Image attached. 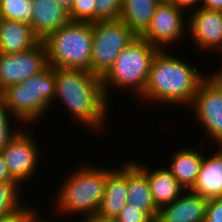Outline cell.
Wrapping results in <instances>:
<instances>
[{
  "label": "cell",
  "mask_w": 222,
  "mask_h": 222,
  "mask_svg": "<svg viewBox=\"0 0 222 222\" xmlns=\"http://www.w3.org/2000/svg\"><path fill=\"white\" fill-rule=\"evenodd\" d=\"M162 0H122L120 20L138 37L149 27L154 12Z\"/></svg>",
  "instance_id": "21"
},
{
  "label": "cell",
  "mask_w": 222,
  "mask_h": 222,
  "mask_svg": "<svg viewBox=\"0 0 222 222\" xmlns=\"http://www.w3.org/2000/svg\"><path fill=\"white\" fill-rule=\"evenodd\" d=\"M33 0H0V19L31 25Z\"/></svg>",
  "instance_id": "22"
},
{
  "label": "cell",
  "mask_w": 222,
  "mask_h": 222,
  "mask_svg": "<svg viewBox=\"0 0 222 222\" xmlns=\"http://www.w3.org/2000/svg\"><path fill=\"white\" fill-rule=\"evenodd\" d=\"M95 0H73L68 12L70 21L95 22Z\"/></svg>",
  "instance_id": "24"
},
{
  "label": "cell",
  "mask_w": 222,
  "mask_h": 222,
  "mask_svg": "<svg viewBox=\"0 0 222 222\" xmlns=\"http://www.w3.org/2000/svg\"><path fill=\"white\" fill-rule=\"evenodd\" d=\"M183 11L169 0H162L154 12L149 27L140 37L159 50H164L167 44L173 45L178 42L186 31Z\"/></svg>",
  "instance_id": "9"
},
{
  "label": "cell",
  "mask_w": 222,
  "mask_h": 222,
  "mask_svg": "<svg viewBox=\"0 0 222 222\" xmlns=\"http://www.w3.org/2000/svg\"><path fill=\"white\" fill-rule=\"evenodd\" d=\"M169 1L172 2L176 7L182 10L186 9V11H187V8L189 9V8L195 7V9H197V7H201V2H202V0H169ZM198 3L200 6L199 5L197 6Z\"/></svg>",
  "instance_id": "31"
},
{
  "label": "cell",
  "mask_w": 222,
  "mask_h": 222,
  "mask_svg": "<svg viewBox=\"0 0 222 222\" xmlns=\"http://www.w3.org/2000/svg\"><path fill=\"white\" fill-rule=\"evenodd\" d=\"M25 130L20 128L1 151L10 175L20 184L34 176L40 155L31 131Z\"/></svg>",
  "instance_id": "10"
},
{
  "label": "cell",
  "mask_w": 222,
  "mask_h": 222,
  "mask_svg": "<svg viewBox=\"0 0 222 222\" xmlns=\"http://www.w3.org/2000/svg\"><path fill=\"white\" fill-rule=\"evenodd\" d=\"M191 105L206 133L222 146V95L207 78L199 85Z\"/></svg>",
  "instance_id": "11"
},
{
  "label": "cell",
  "mask_w": 222,
  "mask_h": 222,
  "mask_svg": "<svg viewBox=\"0 0 222 222\" xmlns=\"http://www.w3.org/2000/svg\"><path fill=\"white\" fill-rule=\"evenodd\" d=\"M201 8L222 11V0H202Z\"/></svg>",
  "instance_id": "34"
},
{
  "label": "cell",
  "mask_w": 222,
  "mask_h": 222,
  "mask_svg": "<svg viewBox=\"0 0 222 222\" xmlns=\"http://www.w3.org/2000/svg\"><path fill=\"white\" fill-rule=\"evenodd\" d=\"M158 48L147 40L136 37L116 57L113 66L101 78L102 88L108 100L109 88L135 90L141 96L146 88L150 64Z\"/></svg>",
  "instance_id": "5"
},
{
  "label": "cell",
  "mask_w": 222,
  "mask_h": 222,
  "mask_svg": "<svg viewBox=\"0 0 222 222\" xmlns=\"http://www.w3.org/2000/svg\"><path fill=\"white\" fill-rule=\"evenodd\" d=\"M54 78V98H59L69 113L86 127L101 131L109 107L101 77L85 70L54 68Z\"/></svg>",
  "instance_id": "1"
},
{
  "label": "cell",
  "mask_w": 222,
  "mask_h": 222,
  "mask_svg": "<svg viewBox=\"0 0 222 222\" xmlns=\"http://www.w3.org/2000/svg\"><path fill=\"white\" fill-rule=\"evenodd\" d=\"M209 157L203 156L196 182L190 189L204 198L222 197V146Z\"/></svg>",
  "instance_id": "16"
},
{
  "label": "cell",
  "mask_w": 222,
  "mask_h": 222,
  "mask_svg": "<svg viewBox=\"0 0 222 222\" xmlns=\"http://www.w3.org/2000/svg\"><path fill=\"white\" fill-rule=\"evenodd\" d=\"M92 32L90 72L102 78L137 35L120 19L94 22Z\"/></svg>",
  "instance_id": "7"
},
{
  "label": "cell",
  "mask_w": 222,
  "mask_h": 222,
  "mask_svg": "<svg viewBox=\"0 0 222 222\" xmlns=\"http://www.w3.org/2000/svg\"><path fill=\"white\" fill-rule=\"evenodd\" d=\"M61 7L66 9L68 12L72 7L73 0H55Z\"/></svg>",
  "instance_id": "35"
},
{
  "label": "cell",
  "mask_w": 222,
  "mask_h": 222,
  "mask_svg": "<svg viewBox=\"0 0 222 222\" xmlns=\"http://www.w3.org/2000/svg\"><path fill=\"white\" fill-rule=\"evenodd\" d=\"M171 55L161 49L155 54L146 88L140 98L162 104L190 106L206 76L194 66Z\"/></svg>",
  "instance_id": "2"
},
{
  "label": "cell",
  "mask_w": 222,
  "mask_h": 222,
  "mask_svg": "<svg viewBox=\"0 0 222 222\" xmlns=\"http://www.w3.org/2000/svg\"><path fill=\"white\" fill-rule=\"evenodd\" d=\"M55 89L54 68L48 65L25 81L7 86L0 92V98L13 118L18 119L17 122L32 125L47 113L54 100Z\"/></svg>",
  "instance_id": "3"
},
{
  "label": "cell",
  "mask_w": 222,
  "mask_h": 222,
  "mask_svg": "<svg viewBox=\"0 0 222 222\" xmlns=\"http://www.w3.org/2000/svg\"><path fill=\"white\" fill-rule=\"evenodd\" d=\"M18 182H0V217L14 212L23 206ZM19 187V188H18Z\"/></svg>",
  "instance_id": "23"
},
{
  "label": "cell",
  "mask_w": 222,
  "mask_h": 222,
  "mask_svg": "<svg viewBox=\"0 0 222 222\" xmlns=\"http://www.w3.org/2000/svg\"><path fill=\"white\" fill-rule=\"evenodd\" d=\"M150 222H161L158 218H153Z\"/></svg>",
  "instance_id": "36"
},
{
  "label": "cell",
  "mask_w": 222,
  "mask_h": 222,
  "mask_svg": "<svg viewBox=\"0 0 222 222\" xmlns=\"http://www.w3.org/2000/svg\"><path fill=\"white\" fill-rule=\"evenodd\" d=\"M117 222H150L152 218L133 204L127 203L121 212L116 216Z\"/></svg>",
  "instance_id": "27"
},
{
  "label": "cell",
  "mask_w": 222,
  "mask_h": 222,
  "mask_svg": "<svg viewBox=\"0 0 222 222\" xmlns=\"http://www.w3.org/2000/svg\"><path fill=\"white\" fill-rule=\"evenodd\" d=\"M186 192L158 209L157 218L161 222H204L209 199L190 190Z\"/></svg>",
  "instance_id": "13"
},
{
  "label": "cell",
  "mask_w": 222,
  "mask_h": 222,
  "mask_svg": "<svg viewBox=\"0 0 222 222\" xmlns=\"http://www.w3.org/2000/svg\"><path fill=\"white\" fill-rule=\"evenodd\" d=\"M39 41L30 25L0 19V53L12 54L28 51Z\"/></svg>",
  "instance_id": "17"
},
{
  "label": "cell",
  "mask_w": 222,
  "mask_h": 222,
  "mask_svg": "<svg viewBox=\"0 0 222 222\" xmlns=\"http://www.w3.org/2000/svg\"><path fill=\"white\" fill-rule=\"evenodd\" d=\"M128 203L145 211L152 219L157 218L158 208L152 198L148 177L133 160L128 161Z\"/></svg>",
  "instance_id": "19"
},
{
  "label": "cell",
  "mask_w": 222,
  "mask_h": 222,
  "mask_svg": "<svg viewBox=\"0 0 222 222\" xmlns=\"http://www.w3.org/2000/svg\"><path fill=\"white\" fill-rule=\"evenodd\" d=\"M11 116L9 111L5 108L3 100L0 98V151L6 146V144L19 132L17 130H11V123L9 121ZM9 117V118H8Z\"/></svg>",
  "instance_id": "26"
},
{
  "label": "cell",
  "mask_w": 222,
  "mask_h": 222,
  "mask_svg": "<svg viewBox=\"0 0 222 222\" xmlns=\"http://www.w3.org/2000/svg\"><path fill=\"white\" fill-rule=\"evenodd\" d=\"M134 163L147 175L152 198L158 209L173 202L185 191L167 168H157L151 171L135 160Z\"/></svg>",
  "instance_id": "18"
},
{
  "label": "cell",
  "mask_w": 222,
  "mask_h": 222,
  "mask_svg": "<svg viewBox=\"0 0 222 222\" xmlns=\"http://www.w3.org/2000/svg\"><path fill=\"white\" fill-rule=\"evenodd\" d=\"M218 70L209 76L206 75V78L218 89L222 95V68H219Z\"/></svg>",
  "instance_id": "33"
},
{
  "label": "cell",
  "mask_w": 222,
  "mask_h": 222,
  "mask_svg": "<svg viewBox=\"0 0 222 222\" xmlns=\"http://www.w3.org/2000/svg\"><path fill=\"white\" fill-rule=\"evenodd\" d=\"M204 222H222V197L208 200Z\"/></svg>",
  "instance_id": "29"
},
{
  "label": "cell",
  "mask_w": 222,
  "mask_h": 222,
  "mask_svg": "<svg viewBox=\"0 0 222 222\" xmlns=\"http://www.w3.org/2000/svg\"><path fill=\"white\" fill-rule=\"evenodd\" d=\"M128 203V161L122 169H112L106 178L105 190L98 213L116 217Z\"/></svg>",
  "instance_id": "15"
},
{
  "label": "cell",
  "mask_w": 222,
  "mask_h": 222,
  "mask_svg": "<svg viewBox=\"0 0 222 222\" xmlns=\"http://www.w3.org/2000/svg\"><path fill=\"white\" fill-rule=\"evenodd\" d=\"M82 222H117V220L116 217L104 216L96 212L93 215L84 216Z\"/></svg>",
  "instance_id": "32"
},
{
  "label": "cell",
  "mask_w": 222,
  "mask_h": 222,
  "mask_svg": "<svg viewBox=\"0 0 222 222\" xmlns=\"http://www.w3.org/2000/svg\"><path fill=\"white\" fill-rule=\"evenodd\" d=\"M47 66V52L42 41L28 51L0 53V92L7 86L25 81Z\"/></svg>",
  "instance_id": "8"
},
{
  "label": "cell",
  "mask_w": 222,
  "mask_h": 222,
  "mask_svg": "<svg viewBox=\"0 0 222 222\" xmlns=\"http://www.w3.org/2000/svg\"><path fill=\"white\" fill-rule=\"evenodd\" d=\"M33 7L30 26L40 41L70 21L68 11L55 0H33Z\"/></svg>",
  "instance_id": "14"
},
{
  "label": "cell",
  "mask_w": 222,
  "mask_h": 222,
  "mask_svg": "<svg viewBox=\"0 0 222 222\" xmlns=\"http://www.w3.org/2000/svg\"><path fill=\"white\" fill-rule=\"evenodd\" d=\"M190 16L186 29L194 39L195 46L208 52H222V11L198 7Z\"/></svg>",
  "instance_id": "12"
},
{
  "label": "cell",
  "mask_w": 222,
  "mask_h": 222,
  "mask_svg": "<svg viewBox=\"0 0 222 222\" xmlns=\"http://www.w3.org/2000/svg\"><path fill=\"white\" fill-rule=\"evenodd\" d=\"M78 169L71 176L68 174L69 177L57 192L55 205L63 216L65 213H82L86 216L96 213L103 198L106 178L112 170L88 165Z\"/></svg>",
  "instance_id": "6"
},
{
  "label": "cell",
  "mask_w": 222,
  "mask_h": 222,
  "mask_svg": "<svg viewBox=\"0 0 222 222\" xmlns=\"http://www.w3.org/2000/svg\"><path fill=\"white\" fill-rule=\"evenodd\" d=\"M36 211L23 205L14 212L0 217V222H38L41 218L38 217Z\"/></svg>",
  "instance_id": "28"
},
{
  "label": "cell",
  "mask_w": 222,
  "mask_h": 222,
  "mask_svg": "<svg viewBox=\"0 0 222 222\" xmlns=\"http://www.w3.org/2000/svg\"><path fill=\"white\" fill-rule=\"evenodd\" d=\"M167 169L178 180L184 190H190L196 182L204 154L195 149H179L171 155Z\"/></svg>",
  "instance_id": "20"
},
{
  "label": "cell",
  "mask_w": 222,
  "mask_h": 222,
  "mask_svg": "<svg viewBox=\"0 0 222 222\" xmlns=\"http://www.w3.org/2000/svg\"><path fill=\"white\" fill-rule=\"evenodd\" d=\"M92 41V23L69 21L42 41L48 65L90 71Z\"/></svg>",
  "instance_id": "4"
},
{
  "label": "cell",
  "mask_w": 222,
  "mask_h": 222,
  "mask_svg": "<svg viewBox=\"0 0 222 222\" xmlns=\"http://www.w3.org/2000/svg\"><path fill=\"white\" fill-rule=\"evenodd\" d=\"M0 182H17L9 173L8 167L0 151Z\"/></svg>",
  "instance_id": "30"
},
{
  "label": "cell",
  "mask_w": 222,
  "mask_h": 222,
  "mask_svg": "<svg viewBox=\"0 0 222 222\" xmlns=\"http://www.w3.org/2000/svg\"><path fill=\"white\" fill-rule=\"evenodd\" d=\"M38 222H50L49 220L47 221V219H40Z\"/></svg>",
  "instance_id": "37"
},
{
  "label": "cell",
  "mask_w": 222,
  "mask_h": 222,
  "mask_svg": "<svg viewBox=\"0 0 222 222\" xmlns=\"http://www.w3.org/2000/svg\"><path fill=\"white\" fill-rule=\"evenodd\" d=\"M95 1V22L120 19L122 0Z\"/></svg>",
  "instance_id": "25"
}]
</instances>
